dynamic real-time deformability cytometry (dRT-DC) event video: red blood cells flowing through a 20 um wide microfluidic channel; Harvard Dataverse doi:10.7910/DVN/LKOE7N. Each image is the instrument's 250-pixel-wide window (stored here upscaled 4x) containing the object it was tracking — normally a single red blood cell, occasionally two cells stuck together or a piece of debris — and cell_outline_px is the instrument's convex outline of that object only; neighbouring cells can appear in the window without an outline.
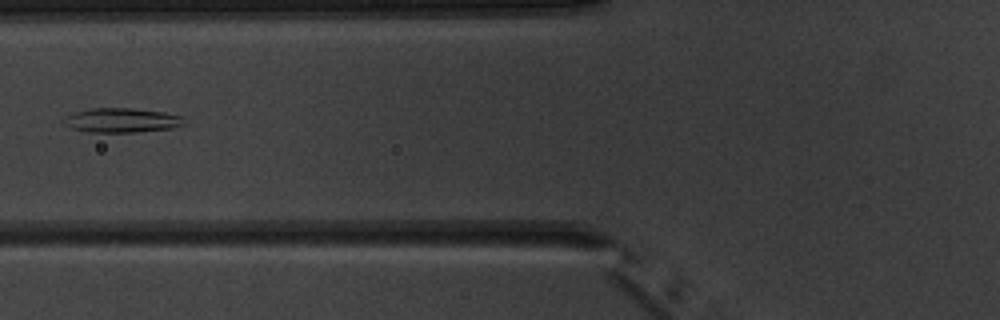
{"species": "common noctule bat (a hibernating species)", "species_latin": "Nyctalus noctula", "temperature_condition": "warm", "stored_images_in_passage": 2, "camera_frame_rate_fps": 3000, "um_per_image_px": 0.085, "animal": {"sex": "male", "body_mass_g": 20.1, "forearm_length_mm": 53.5}, "frame": {"image": 1, "passage_image": 2, "time_ms": 1.0, "image_size_px": [1000, 320], "cell_outline_px": [[188, 124], [172, 128], [132, 132], [88, 132], [72, 128], [64, 124], [68, 116], [76, 112], [88, 108], [132, 108], [164, 112], [184, 116]], "centroid_in_image_um": [10.44, 10.22], "position_along_channel_um": 115.4, "area_um2": 17.11}}